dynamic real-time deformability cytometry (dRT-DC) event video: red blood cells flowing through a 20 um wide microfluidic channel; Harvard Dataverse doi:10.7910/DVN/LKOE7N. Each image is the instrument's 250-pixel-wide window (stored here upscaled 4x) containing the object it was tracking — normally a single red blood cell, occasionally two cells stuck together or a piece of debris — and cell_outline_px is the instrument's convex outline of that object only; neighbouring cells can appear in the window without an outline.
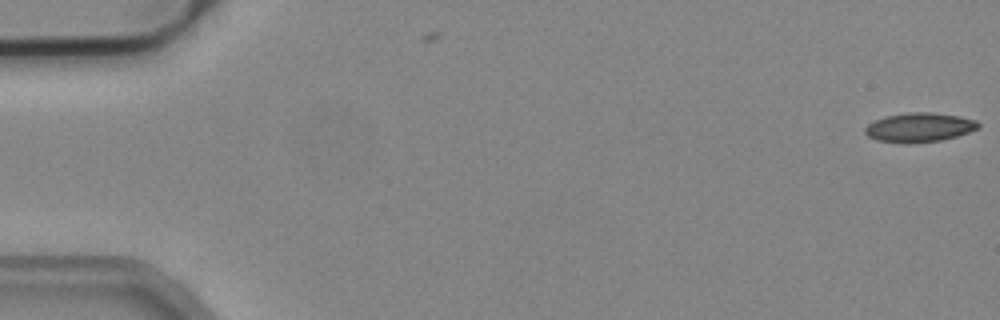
{"species": "common noctule bat (a hibernating species)", "species_latin": "Nyctalus noctula", "temperature_condition": "cold", "stored_images_in_passage": 2, "camera_frame_rate_fps": 3000, "um_per_image_px": 0.085, "animal": {"sex": "male", "body_mass_g": 19.2, "forearm_length_mm": 51.8}, "frame": {"image": 1, "passage_image": 2, "time_ms": 0.333, "image_size_px": [1000, 320], "cell_outline_px": [[980, 128], [956, 136], [940, 140], [908, 144], [904, 144], [876, 140], [868, 136], [864, 132], [864, 128], [868, 124], [884, 116], [908, 112], [932, 112], [960, 116], [976, 120], [980, 124]], "centroid_in_image_um": [78.13, 10.83], "position_along_channel_um": 6.9, "area_um2": 19.48}}